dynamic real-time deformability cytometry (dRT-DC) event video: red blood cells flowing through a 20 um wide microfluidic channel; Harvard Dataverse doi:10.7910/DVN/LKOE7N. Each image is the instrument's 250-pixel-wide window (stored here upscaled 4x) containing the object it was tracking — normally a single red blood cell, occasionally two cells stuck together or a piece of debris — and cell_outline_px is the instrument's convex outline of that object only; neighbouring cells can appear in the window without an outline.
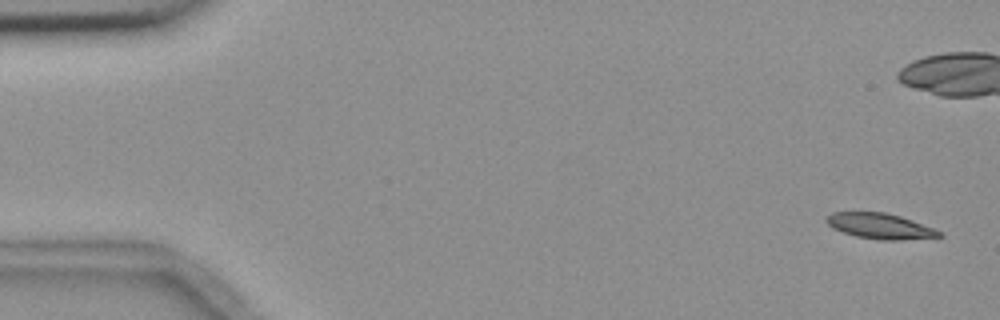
{"species": "common noctule bat (a hibernating species)", "species_latin": "Nyctalus noctula", "temperature_condition": "room temperature", "stored_images_in_passage": 6, "camera_frame_rate_fps": 3000, "um_per_image_px": 0.085, "animal": {"sex": "female", "body_mass_g": 18.4}, "frame": {"image": 1, "passage_image": 1, "time_ms": 0.0, "image_size_px": [1000, 320], "cell_outline_px": [[944, 236], [900, 240], [880, 240], [856, 236], [832, 228], [824, 220], [824, 216], [832, 212], [884, 212], [900, 216], [912, 220], [944, 232]], "centroid_in_image_um": [74.79, 19.21], "position_along_channel_um": 10.2, "area_um2": 16.88}}